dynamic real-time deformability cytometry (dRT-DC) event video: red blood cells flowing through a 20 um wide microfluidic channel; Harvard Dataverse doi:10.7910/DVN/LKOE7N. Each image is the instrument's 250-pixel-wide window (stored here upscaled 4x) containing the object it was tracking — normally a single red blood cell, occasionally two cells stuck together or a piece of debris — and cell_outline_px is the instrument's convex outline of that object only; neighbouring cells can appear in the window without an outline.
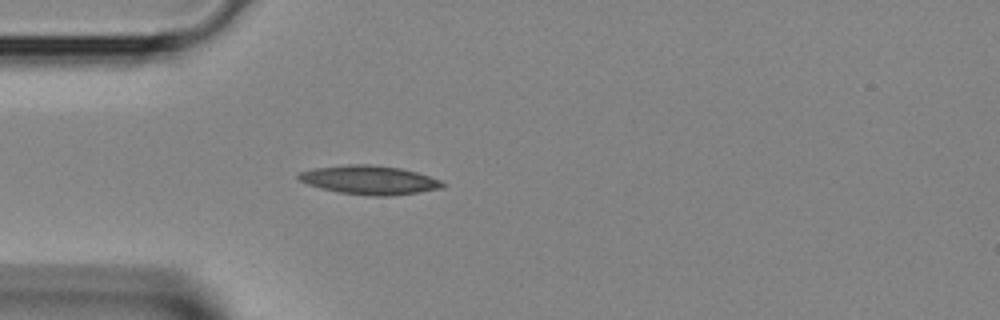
{"species": "Egyptian fruit bat (a non-hibernating species)", "species_latin": "Rousettus aegyptiacus", "temperature_condition": "room temperature", "stored_images_in_passage": 30, "camera_frame_rate_fps": 3000, "um_per_image_px": 0.085, "animal": {"sex": "female"}, "frame": {"image": 1, "passage_image": 1, "time_ms": 0.0, "image_size_px": [1000, 320], "cell_outline_px": [[444, 188], [388, 196], [372, 196], [340, 192], [320, 188], [308, 184], [300, 180], [296, 176], [300, 172], [316, 168], [348, 164], [372, 164], [400, 168], [416, 172], [440, 180], [444, 184]], "centroid_in_image_um": [31.39, 15.29], "position_along_channel_um": 53.6, "area_um2": 23.93}}
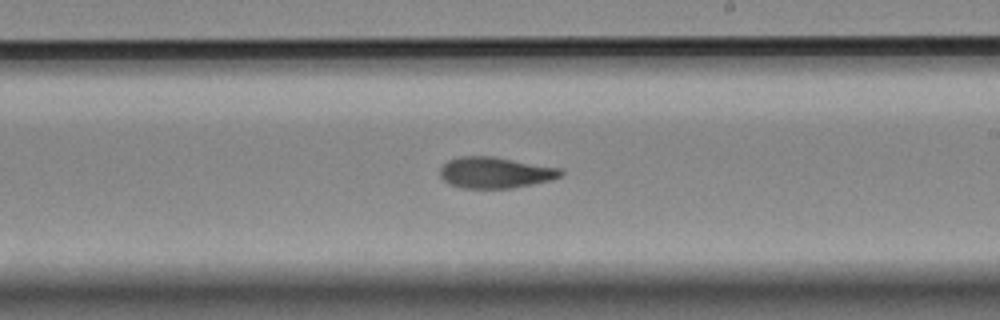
{"frame": {"image": 2, "passage_image": 13, "time_ms": 4.0, "image_size_px": [1000, 320], "cell_outline_px": [[564, 172], [560, 176], [552, 180], [512, 188], [460, 188], [448, 184], [440, 176], [440, 168], [448, 160], [460, 156], [492, 156], [560, 168]], "centroid_in_image_um": [42.07, 14.67], "position_along_channel_um": 246.9, "area_um2": 21.91}}
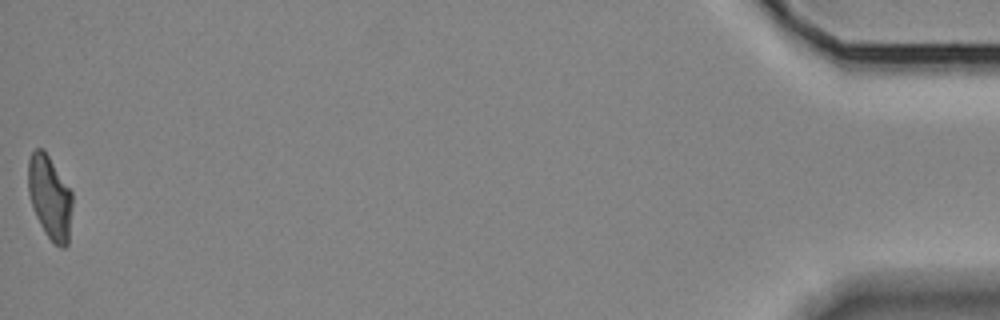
{"frame": {"image": 3, "passage_image": 30, "time_ms": 9.667, "image_size_px": [1000, 320], "cell_outline_px": [[72, 204], [68, 244], [64, 248], [60, 248], [44, 232], [36, 216], [28, 192], [28, 160], [32, 152], [36, 148], [44, 148], [72, 192]], "centroid_in_image_um": [4.23, 16.75], "position_along_channel_um": 431.0, "area_um2": 21.44}}